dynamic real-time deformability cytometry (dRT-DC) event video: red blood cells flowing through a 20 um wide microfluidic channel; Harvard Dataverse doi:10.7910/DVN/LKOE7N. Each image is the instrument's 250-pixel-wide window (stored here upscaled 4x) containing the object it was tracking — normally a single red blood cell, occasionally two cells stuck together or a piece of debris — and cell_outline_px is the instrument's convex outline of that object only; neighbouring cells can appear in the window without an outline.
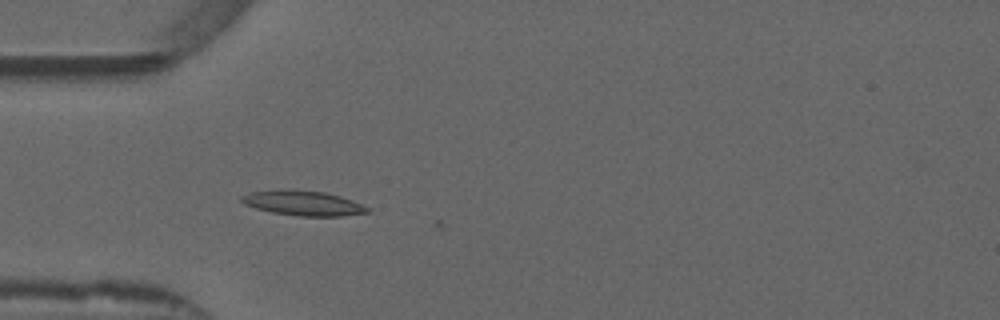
{"species": "common noctule bat (a hibernating species)", "species_latin": "Nyctalus noctula", "temperature_condition": "warm", "stored_images_in_passage": 2, "camera_frame_rate_fps": 3000, "um_per_image_px": 0.085, "animal": {"sex": "male", "forearm_length_mm": 52.5}, "frame": {"image": 1, "passage_image": 1, "time_ms": 0.0, "image_size_px": [1000, 320], "cell_outline_px": [[372, 208], [368, 212], [340, 216], [300, 216], [272, 212], [256, 208], [244, 204], [240, 200], [240, 196], [252, 192], [324, 192], [340, 196], [352, 200]], "centroid_in_image_um": [25.84, 17.31], "position_along_channel_um": 59.2, "area_um2": 17.28}}